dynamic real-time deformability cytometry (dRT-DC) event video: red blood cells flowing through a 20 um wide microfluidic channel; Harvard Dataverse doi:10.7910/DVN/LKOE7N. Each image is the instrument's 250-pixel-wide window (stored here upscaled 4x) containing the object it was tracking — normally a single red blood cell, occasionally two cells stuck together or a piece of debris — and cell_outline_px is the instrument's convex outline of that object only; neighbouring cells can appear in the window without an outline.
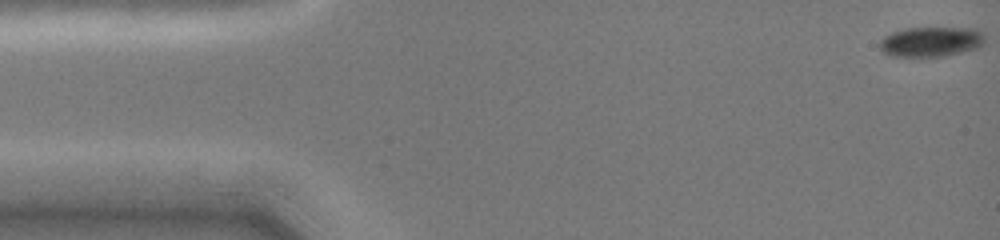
{"species": "common noctule bat (a hibernating species)", "species_latin": "Nyctalus noctula", "temperature_condition": "cold", "stored_images_in_passage": 47, "camera_frame_rate_fps": 3000, "um_per_image_px": 0.085, "animal": {"sex": "female", "body_mass_g": 19.0, "forearm_length_mm": 51.5}, "frame": {"image": 1, "passage_image": 1, "time_ms": 0.0, "image_size_px": [1000, 240], "cell_outline_px": [[984, 44], [980, 48], [944, 56], [888, 56], [880, 48], [880, 40], [884, 36], [892, 32], [908, 28], [976, 28], [984, 36]], "centroid_in_image_um": [79.16, 3.55], "position_along_channel_um": 5.8, "area_um2": 18.38}}
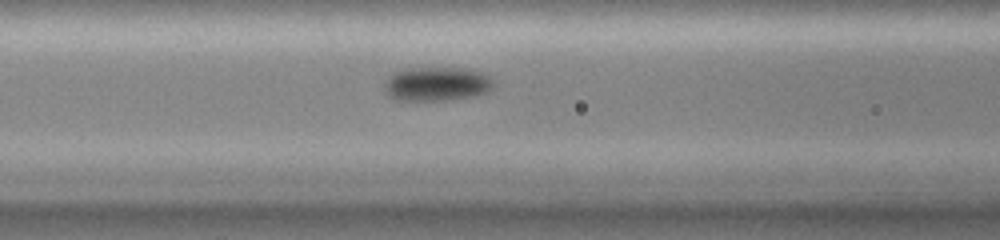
{"frame": {"image": 2, "passage_image": 19, "time_ms": 6.0, "image_size_px": [1000, 240], "cell_outline_px": [[492, 88], [476, 96], [448, 100], [396, 100], [388, 96], [384, 92], [384, 84], [396, 72], [404, 68], [460, 68], [484, 72], [492, 80]], "centroid_in_image_um": [37.11, 7.14], "position_along_channel_um": 129.5, "area_um2": 21.56}}
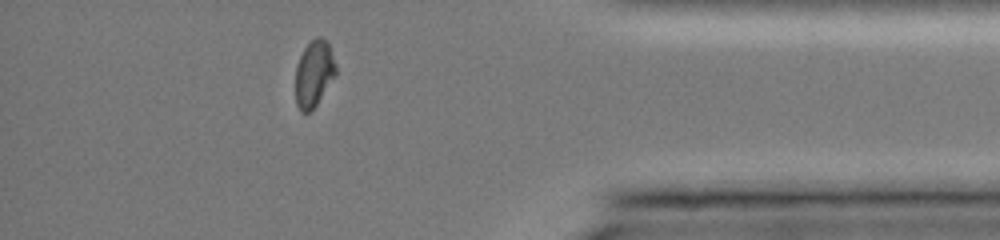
{"frame": {"image": 3, "passage_image": 41, "time_ms": 13.333, "image_size_px": [1000, 240], "cell_outline_px": [[336, 76], [316, 104], [308, 112], [300, 112], [296, 104], [296, 68], [300, 56], [304, 48], [316, 36], [320, 36], [328, 40], [336, 64]], "centroid_in_image_um": [26.71, 6.22], "position_along_channel_um": 408.5, "area_um2": 15.66}}